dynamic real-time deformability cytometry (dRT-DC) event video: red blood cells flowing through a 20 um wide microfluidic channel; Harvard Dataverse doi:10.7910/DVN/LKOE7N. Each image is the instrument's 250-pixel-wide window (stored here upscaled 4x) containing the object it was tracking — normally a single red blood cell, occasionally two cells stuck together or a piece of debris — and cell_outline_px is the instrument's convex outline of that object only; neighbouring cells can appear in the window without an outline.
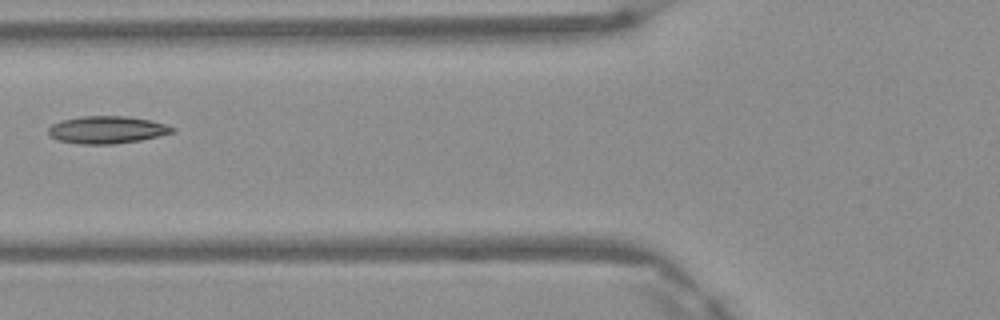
{"species": "Egyptian fruit bat (a non-hibernating species)", "species_latin": "Rousettus aegyptiacus", "temperature_condition": "warm", "stored_images_in_passage": 2, "camera_frame_rate_fps": 3000, "um_per_image_px": 0.085, "frame": {"image": 1, "passage_image": 2, "time_ms": 0.333, "image_size_px": [1000, 320], "cell_outline_px": [[176, 132], [160, 136], [140, 140], [116, 144], [80, 144], [56, 140], [48, 132], [48, 128], [52, 124], [64, 120], [80, 116], [124, 116], [152, 120], [176, 128]], "centroid_in_image_um": [9.12, 11.04], "position_along_channel_um": 116.7, "area_um2": 19.88}}